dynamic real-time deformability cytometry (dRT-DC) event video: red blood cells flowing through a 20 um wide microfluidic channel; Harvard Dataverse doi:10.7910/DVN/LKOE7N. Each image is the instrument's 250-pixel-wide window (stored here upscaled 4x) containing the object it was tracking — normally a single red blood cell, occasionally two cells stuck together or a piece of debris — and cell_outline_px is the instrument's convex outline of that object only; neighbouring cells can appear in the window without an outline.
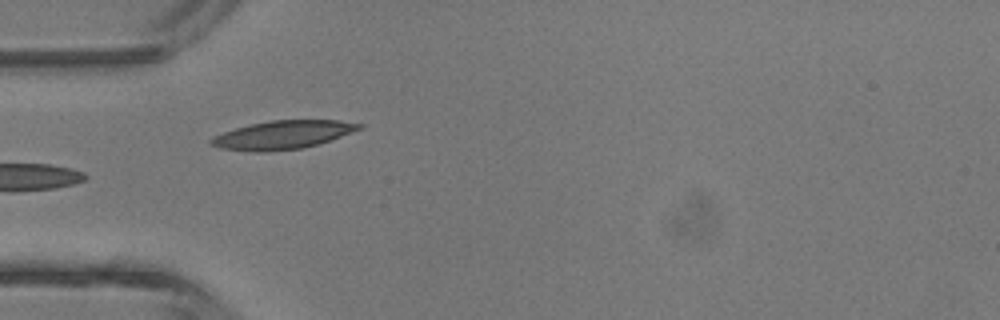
{"species": "common noctule bat (a hibernating species)", "species_latin": "Nyctalus noctula", "temperature_condition": "room temperature", "stored_images_in_passage": 4, "camera_frame_rate_fps": 3000, "um_per_image_px": 0.085, "animal": {"sex": "male", "body_mass_g": 13.3}, "frame": {"image": 1, "passage_image": 4, "time_ms": 3.333, "image_size_px": [1000, 320], "cell_outline_px": [[364, 128], [320, 144], [304, 148], [264, 152], [256, 152], [220, 148], [208, 144], [208, 140], [212, 136], [236, 128], [252, 124], [272, 120], [336, 120], [364, 124]], "centroid_in_image_um": [24.04, 11.47], "position_along_channel_um": 61.0, "area_um2": 24.68}}